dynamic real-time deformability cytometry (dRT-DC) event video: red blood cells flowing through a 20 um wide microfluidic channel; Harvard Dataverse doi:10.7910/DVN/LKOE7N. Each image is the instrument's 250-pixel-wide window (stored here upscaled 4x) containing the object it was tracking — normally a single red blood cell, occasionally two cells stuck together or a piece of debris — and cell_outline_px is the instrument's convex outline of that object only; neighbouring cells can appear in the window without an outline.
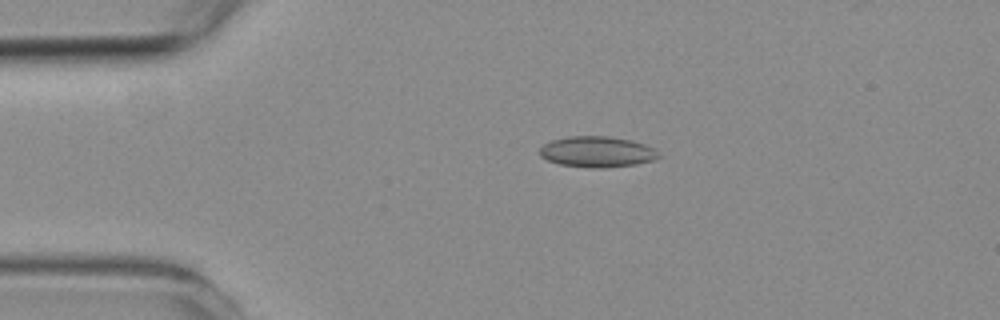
{"species": "common noctule bat (a hibernating species)", "species_latin": "Nyctalus noctula", "temperature_condition": "room temperature", "stored_images_in_passage": 4, "camera_frame_rate_fps": 3000, "um_per_image_px": 0.085, "animal": {"sex": "female", "body_mass_g": 19.3, "forearm_length_mm": 54.1}, "frame": {"image": 1, "passage_image": 2, "time_ms": 1.333, "image_size_px": [1000, 320], "cell_outline_px": [[664, 156], [656, 160], [636, 164], [604, 168], [588, 168], [560, 164], [548, 160], [540, 156], [540, 148], [544, 144], [552, 140], [568, 136], [608, 136], [632, 140], [644, 144], [652, 148]], "centroid_in_image_um": [50.79, 12.91], "position_along_channel_um": 34.2, "area_um2": 21.56}}
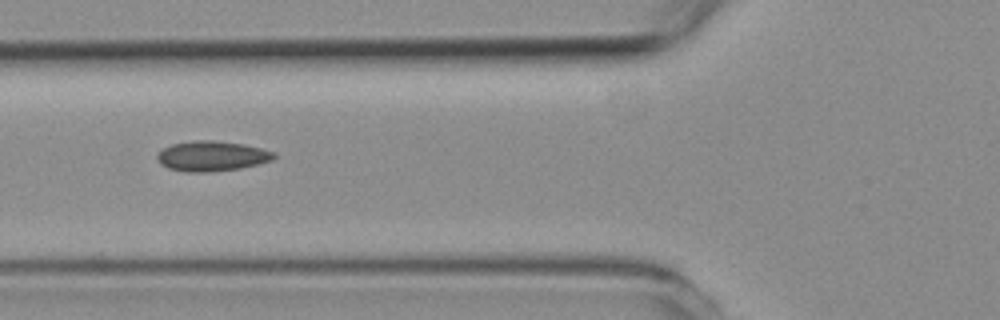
{"frame": {"image": 2, "passage_image": 4, "time_ms": 4.333, "image_size_px": [1000, 320], "cell_outline_px": [[276, 156], [272, 160], [240, 168], [208, 172], [184, 172], [168, 168], [160, 164], [156, 156], [164, 148], [172, 144], [196, 140], [212, 140], [244, 144], [260, 148], [272, 152]], "centroid_in_image_um": [17.97, 13.27], "position_along_channel_um": 107.8, "area_um2": 20.29}}